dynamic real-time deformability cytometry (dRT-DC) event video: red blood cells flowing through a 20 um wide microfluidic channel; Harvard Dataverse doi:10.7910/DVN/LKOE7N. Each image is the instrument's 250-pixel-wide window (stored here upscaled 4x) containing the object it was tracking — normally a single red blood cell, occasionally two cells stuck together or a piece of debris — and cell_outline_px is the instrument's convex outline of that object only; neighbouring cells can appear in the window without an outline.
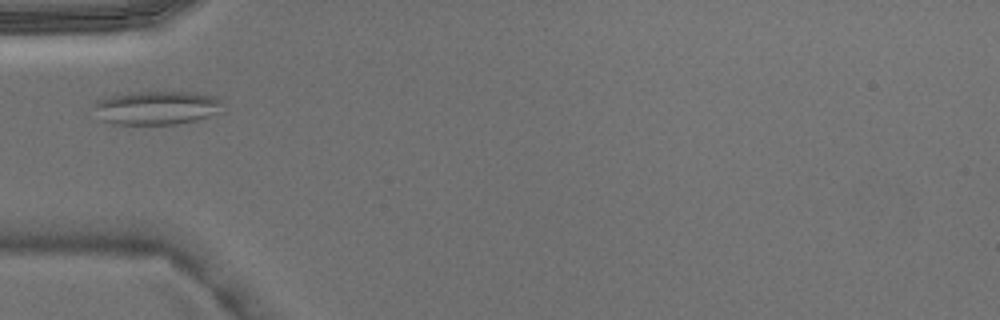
{"species": "Egyptian fruit bat (a non-hibernating species)", "species_latin": "Rousettus aegyptiacus", "temperature_condition": "warm", "stored_images_in_passage": 2, "camera_frame_rate_fps": 3000, "um_per_image_px": 0.085, "animal": {"sex": "male"}, "frame": {"image": 1, "passage_image": 2, "time_ms": 0.333, "image_size_px": [1000, 320], "cell_outline_px": [[224, 112], [196, 120], [176, 124], [112, 124], [100, 120], [92, 104], [96, 100], [112, 96], [132, 92], [196, 92], [212, 96], [220, 100]], "centroid_in_image_um": [13.32, 9.17], "position_along_channel_um": 71.7, "area_um2": 25.49}}